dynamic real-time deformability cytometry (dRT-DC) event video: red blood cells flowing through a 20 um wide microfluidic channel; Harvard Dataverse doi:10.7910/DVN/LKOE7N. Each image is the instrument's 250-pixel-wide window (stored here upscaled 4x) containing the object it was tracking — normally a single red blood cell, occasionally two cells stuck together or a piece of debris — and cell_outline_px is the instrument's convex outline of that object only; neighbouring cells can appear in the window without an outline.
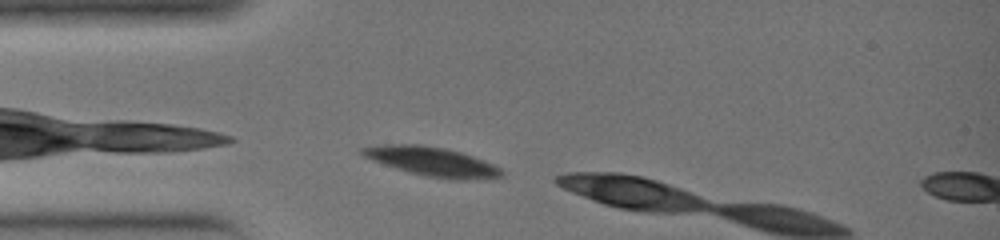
{"species": "common noctule bat (a hibernating species)", "species_latin": "Nyctalus noctula", "temperature_condition": "warm", "stored_images_in_passage": 3, "camera_frame_rate_fps": 3000, "um_per_image_px": 0.085, "animal": {"sex": "female", "body_mass_g": 19.0, "forearm_length_mm": 51.5}, "frame": {"image": 1, "passage_image": 1, "time_ms": 0.0, "image_size_px": [1000, 240], "cell_outline_px": [[504, 172], [500, 176], [484, 180], [448, 180], [408, 172], [372, 160], [364, 156], [360, 152], [360, 148], [400, 144], [416, 144], [444, 148], [460, 152], [472, 156], [492, 164], [500, 168]], "centroid_in_image_um": [36.79, 13.76], "position_along_channel_um": 48.2, "area_um2": 23.35}}